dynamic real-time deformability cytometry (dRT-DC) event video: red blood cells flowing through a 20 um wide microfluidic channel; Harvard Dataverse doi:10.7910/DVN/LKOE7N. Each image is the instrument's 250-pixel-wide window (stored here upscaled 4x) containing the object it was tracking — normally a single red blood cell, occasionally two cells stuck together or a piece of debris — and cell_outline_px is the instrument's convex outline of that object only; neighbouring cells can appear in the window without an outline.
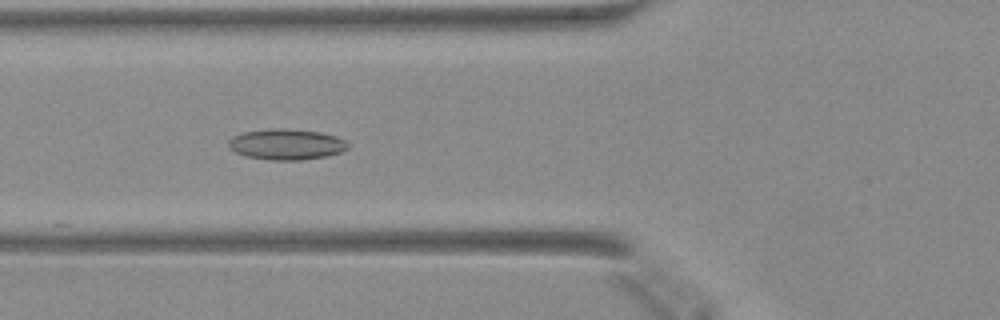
{"species": "Egyptian fruit bat (a non-hibernating species)", "species_latin": "Rousettus aegyptiacus", "temperature_condition": "warm", "stored_images_in_passage": 23, "camera_frame_rate_fps": 3000, "um_per_image_px": 0.085, "animal": {"sex": "female"}, "frame": {"image": 1, "passage_image": 6, "time_ms": 1.667, "image_size_px": [1000, 320], "cell_outline_px": [[348, 148], [340, 152], [328, 156], [300, 160], [268, 160], [244, 156], [236, 152], [228, 144], [228, 140], [232, 136], [244, 132], [272, 128], [284, 128], [320, 132], [336, 136], [344, 140], [348, 144]], "centroid_in_image_um": [24.34, 12.27], "position_along_channel_um": 101.5, "area_um2": 21.44}}
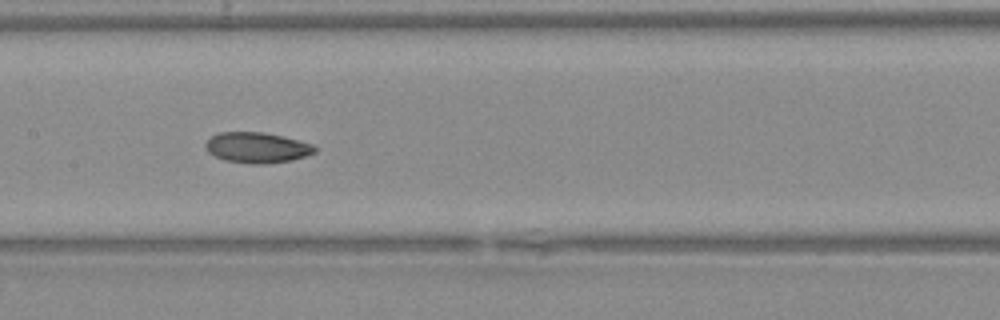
{"frame": {"image": 2, "passage_image": 12, "time_ms": 3.667, "image_size_px": [1000, 320], "cell_outline_px": [[316, 152], [292, 160], [264, 164], [252, 164], [224, 160], [208, 152], [204, 148], [204, 144], [212, 136], [220, 132], [264, 132], [312, 144], [316, 148]], "centroid_in_image_um": [21.81, 12.55], "position_along_channel_um": 185.6, "area_um2": 19.31}}
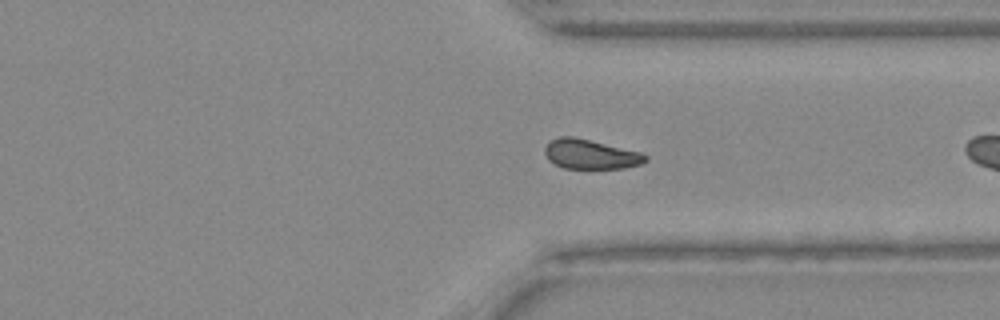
{"frame": {"image": 3, "passage_image": 22, "time_ms": 7.0, "image_size_px": [1000, 320], "cell_outline_px": [[648, 160], [640, 164], [624, 168], [564, 168], [548, 160], [544, 152], [544, 148], [552, 140], [560, 136], [572, 136], [640, 152], [648, 156]], "centroid_in_image_um": [50.19, 13.11], "position_along_channel_um": 361.2, "area_um2": 17.11}}